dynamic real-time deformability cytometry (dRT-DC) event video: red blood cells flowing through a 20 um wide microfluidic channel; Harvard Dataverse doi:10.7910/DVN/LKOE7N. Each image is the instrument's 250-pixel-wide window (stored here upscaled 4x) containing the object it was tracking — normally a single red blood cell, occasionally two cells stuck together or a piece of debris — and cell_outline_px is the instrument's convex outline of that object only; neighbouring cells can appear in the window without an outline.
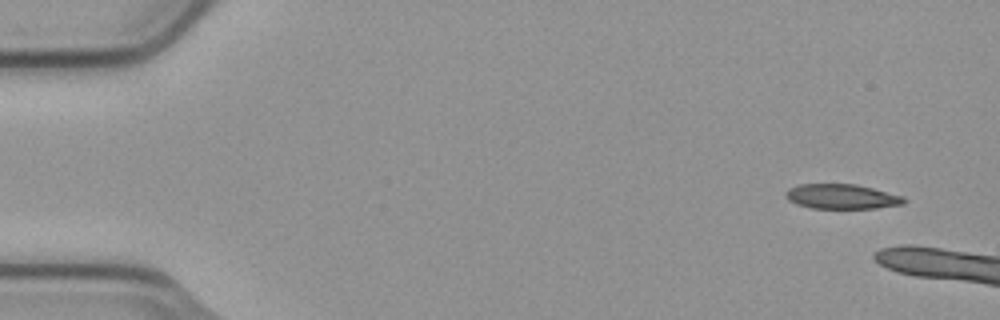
{"species": "common noctule bat (a hibernating species)", "species_latin": "Nyctalus noctula", "temperature_condition": "cold", "stored_images_in_passage": 5, "camera_frame_rate_fps": 3000, "um_per_image_px": 0.085, "animal": {"sex": "male", "body_mass_g": 23.1, "forearm_length_mm": 52.7}, "frame": {"image": 1, "passage_image": 1, "time_ms": 0.0, "image_size_px": [1000, 320], "cell_outline_px": [[908, 200], [904, 204], [876, 208], [812, 208], [796, 204], [788, 200], [784, 192], [788, 188], [800, 184], [856, 184], [904, 196]], "centroid_in_image_um": [71.55, 16.7], "position_along_channel_um": 13.4, "area_um2": 17.17}}